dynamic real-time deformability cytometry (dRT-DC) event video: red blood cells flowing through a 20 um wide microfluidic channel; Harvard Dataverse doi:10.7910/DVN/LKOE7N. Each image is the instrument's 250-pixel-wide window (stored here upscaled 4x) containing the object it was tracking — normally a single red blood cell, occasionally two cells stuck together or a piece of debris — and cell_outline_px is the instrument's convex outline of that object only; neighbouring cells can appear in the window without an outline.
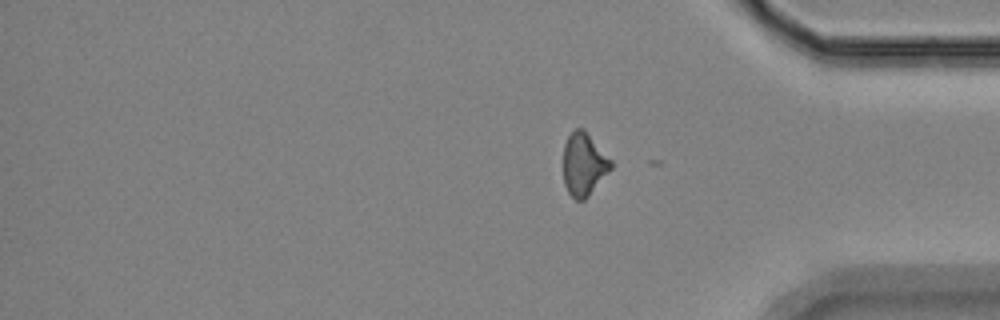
{"species": "Egyptian fruit bat (a non-hibernating species)", "species_latin": "Rousettus aegyptiacus", "temperature_condition": "room temperature", "stored_images_in_passage": 46, "segment_of_instrument_passage": [2, 2], "camera_frame_rate_fps": 3000, "um_per_image_px": 0.085, "animal": {"sex": "female"}, "frame": {"image": 1, "passage_image": 46, "time_ms": 15.0, "image_size_px": [1000, 320], "cell_outline_px": [[612, 168], [588, 196], [584, 200], [576, 200], [568, 192], [564, 184], [564, 144], [568, 136], [576, 128], [584, 128], [612, 160]], "centroid_in_image_um": [49.63, 13.95], "position_along_channel_um": 385.6, "area_um2": 17.4}}